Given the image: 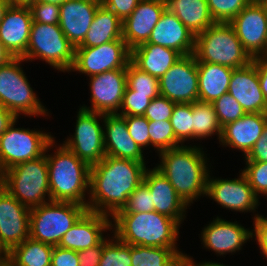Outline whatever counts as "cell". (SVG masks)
Here are the masks:
<instances>
[{"label": "cell", "mask_w": 267, "mask_h": 266, "mask_svg": "<svg viewBox=\"0 0 267 266\" xmlns=\"http://www.w3.org/2000/svg\"><path fill=\"white\" fill-rule=\"evenodd\" d=\"M0 266H15L10 260L5 258L1 263Z\"/></svg>", "instance_id": "59"}, {"label": "cell", "mask_w": 267, "mask_h": 266, "mask_svg": "<svg viewBox=\"0 0 267 266\" xmlns=\"http://www.w3.org/2000/svg\"><path fill=\"white\" fill-rule=\"evenodd\" d=\"M233 70L215 63L197 62L198 101L213 103L228 92Z\"/></svg>", "instance_id": "29"}, {"label": "cell", "mask_w": 267, "mask_h": 266, "mask_svg": "<svg viewBox=\"0 0 267 266\" xmlns=\"http://www.w3.org/2000/svg\"><path fill=\"white\" fill-rule=\"evenodd\" d=\"M253 229L251 241L255 240L258 244L261 256L267 261V218L264 215L259 214L255 219H253Z\"/></svg>", "instance_id": "47"}, {"label": "cell", "mask_w": 267, "mask_h": 266, "mask_svg": "<svg viewBox=\"0 0 267 266\" xmlns=\"http://www.w3.org/2000/svg\"><path fill=\"white\" fill-rule=\"evenodd\" d=\"M148 94H134V90L126 86L122 104L118 115L121 116H141L151 102Z\"/></svg>", "instance_id": "43"}, {"label": "cell", "mask_w": 267, "mask_h": 266, "mask_svg": "<svg viewBox=\"0 0 267 266\" xmlns=\"http://www.w3.org/2000/svg\"><path fill=\"white\" fill-rule=\"evenodd\" d=\"M22 58L30 63L45 61L55 71L70 73L75 60V47L59 24L33 22L26 54Z\"/></svg>", "instance_id": "8"}, {"label": "cell", "mask_w": 267, "mask_h": 266, "mask_svg": "<svg viewBox=\"0 0 267 266\" xmlns=\"http://www.w3.org/2000/svg\"><path fill=\"white\" fill-rule=\"evenodd\" d=\"M228 92L246 113H267V101L261 91L258 71L253 62L233 70Z\"/></svg>", "instance_id": "26"}, {"label": "cell", "mask_w": 267, "mask_h": 266, "mask_svg": "<svg viewBox=\"0 0 267 266\" xmlns=\"http://www.w3.org/2000/svg\"><path fill=\"white\" fill-rule=\"evenodd\" d=\"M259 2L265 7V10L267 12V0H259Z\"/></svg>", "instance_id": "62"}, {"label": "cell", "mask_w": 267, "mask_h": 266, "mask_svg": "<svg viewBox=\"0 0 267 266\" xmlns=\"http://www.w3.org/2000/svg\"><path fill=\"white\" fill-rule=\"evenodd\" d=\"M30 209L0 190V247L6 254L29 238Z\"/></svg>", "instance_id": "18"}, {"label": "cell", "mask_w": 267, "mask_h": 266, "mask_svg": "<svg viewBox=\"0 0 267 266\" xmlns=\"http://www.w3.org/2000/svg\"><path fill=\"white\" fill-rule=\"evenodd\" d=\"M267 124V113H246L222 127L221 147H229L246 156L261 137Z\"/></svg>", "instance_id": "21"}, {"label": "cell", "mask_w": 267, "mask_h": 266, "mask_svg": "<svg viewBox=\"0 0 267 266\" xmlns=\"http://www.w3.org/2000/svg\"><path fill=\"white\" fill-rule=\"evenodd\" d=\"M131 138L144 151L150 148L149 121L143 116H123ZM148 147V148H147ZM146 148V149H145Z\"/></svg>", "instance_id": "44"}, {"label": "cell", "mask_w": 267, "mask_h": 266, "mask_svg": "<svg viewBox=\"0 0 267 266\" xmlns=\"http://www.w3.org/2000/svg\"><path fill=\"white\" fill-rule=\"evenodd\" d=\"M198 71L194 54L182 56L159 78L160 95L175 103L198 101Z\"/></svg>", "instance_id": "15"}, {"label": "cell", "mask_w": 267, "mask_h": 266, "mask_svg": "<svg viewBox=\"0 0 267 266\" xmlns=\"http://www.w3.org/2000/svg\"><path fill=\"white\" fill-rule=\"evenodd\" d=\"M3 188L29 209L51 201L46 150L42 156L4 171Z\"/></svg>", "instance_id": "7"}, {"label": "cell", "mask_w": 267, "mask_h": 266, "mask_svg": "<svg viewBox=\"0 0 267 266\" xmlns=\"http://www.w3.org/2000/svg\"><path fill=\"white\" fill-rule=\"evenodd\" d=\"M166 9L196 36L215 23L207 0H165Z\"/></svg>", "instance_id": "31"}, {"label": "cell", "mask_w": 267, "mask_h": 266, "mask_svg": "<svg viewBox=\"0 0 267 266\" xmlns=\"http://www.w3.org/2000/svg\"><path fill=\"white\" fill-rule=\"evenodd\" d=\"M241 169L247 177L254 194L260 199L267 196V162H245Z\"/></svg>", "instance_id": "41"}, {"label": "cell", "mask_w": 267, "mask_h": 266, "mask_svg": "<svg viewBox=\"0 0 267 266\" xmlns=\"http://www.w3.org/2000/svg\"><path fill=\"white\" fill-rule=\"evenodd\" d=\"M180 248L130 245L131 266H183Z\"/></svg>", "instance_id": "32"}, {"label": "cell", "mask_w": 267, "mask_h": 266, "mask_svg": "<svg viewBox=\"0 0 267 266\" xmlns=\"http://www.w3.org/2000/svg\"><path fill=\"white\" fill-rule=\"evenodd\" d=\"M55 138L46 147L51 201L73 202L87 207L90 166L62 143L57 144Z\"/></svg>", "instance_id": "3"}, {"label": "cell", "mask_w": 267, "mask_h": 266, "mask_svg": "<svg viewBox=\"0 0 267 266\" xmlns=\"http://www.w3.org/2000/svg\"><path fill=\"white\" fill-rule=\"evenodd\" d=\"M3 188V173L0 171V190Z\"/></svg>", "instance_id": "61"}, {"label": "cell", "mask_w": 267, "mask_h": 266, "mask_svg": "<svg viewBox=\"0 0 267 266\" xmlns=\"http://www.w3.org/2000/svg\"><path fill=\"white\" fill-rule=\"evenodd\" d=\"M100 3L101 0H65L59 5V26L74 47L85 39Z\"/></svg>", "instance_id": "22"}, {"label": "cell", "mask_w": 267, "mask_h": 266, "mask_svg": "<svg viewBox=\"0 0 267 266\" xmlns=\"http://www.w3.org/2000/svg\"><path fill=\"white\" fill-rule=\"evenodd\" d=\"M52 266H79L78 252L70 249H64L58 246H53Z\"/></svg>", "instance_id": "48"}, {"label": "cell", "mask_w": 267, "mask_h": 266, "mask_svg": "<svg viewBox=\"0 0 267 266\" xmlns=\"http://www.w3.org/2000/svg\"><path fill=\"white\" fill-rule=\"evenodd\" d=\"M53 246L30 237L14 246L6 258L15 266H50Z\"/></svg>", "instance_id": "33"}, {"label": "cell", "mask_w": 267, "mask_h": 266, "mask_svg": "<svg viewBox=\"0 0 267 266\" xmlns=\"http://www.w3.org/2000/svg\"><path fill=\"white\" fill-rule=\"evenodd\" d=\"M141 0H101V3L114 11L123 22L136 8Z\"/></svg>", "instance_id": "49"}, {"label": "cell", "mask_w": 267, "mask_h": 266, "mask_svg": "<svg viewBox=\"0 0 267 266\" xmlns=\"http://www.w3.org/2000/svg\"><path fill=\"white\" fill-rule=\"evenodd\" d=\"M74 128L62 144L90 167L101 162L106 156L103 114L79 108Z\"/></svg>", "instance_id": "11"}, {"label": "cell", "mask_w": 267, "mask_h": 266, "mask_svg": "<svg viewBox=\"0 0 267 266\" xmlns=\"http://www.w3.org/2000/svg\"><path fill=\"white\" fill-rule=\"evenodd\" d=\"M252 0H207L208 9L215 22L229 23Z\"/></svg>", "instance_id": "39"}, {"label": "cell", "mask_w": 267, "mask_h": 266, "mask_svg": "<svg viewBox=\"0 0 267 266\" xmlns=\"http://www.w3.org/2000/svg\"><path fill=\"white\" fill-rule=\"evenodd\" d=\"M243 158L244 162H267V124L261 137Z\"/></svg>", "instance_id": "50"}, {"label": "cell", "mask_w": 267, "mask_h": 266, "mask_svg": "<svg viewBox=\"0 0 267 266\" xmlns=\"http://www.w3.org/2000/svg\"><path fill=\"white\" fill-rule=\"evenodd\" d=\"M106 233L99 266H131L130 245L121 242L113 231ZM111 235V237H110Z\"/></svg>", "instance_id": "35"}, {"label": "cell", "mask_w": 267, "mask_h": 266, "mask_svg": "<svg viewBox=\"0 0 267 266\" xmlns=\"http://www.w3.org/2000/svg\"><path fill=\"white\" fill-rule=\"evenodd\" d=\"M154 211L151 193L148 186L142 182L128 197L127 204L117 213H147Z\"/></svg>", "instance_id": "42"}, {"label": "cell", "mask_w": 267, "mask_h": 266, "mask_svg": "<svg viewBox=\"0 0 267 266\" xmlns=\"http://www.w3.org/2000/svg\"><path fill=\"white\" fill-rule=\"evenodd\" d=\"M33 22L59 24L60 8L58 4L34 2L29 6Z\"/></svg>", "instance_id": "46"}, {"label": "cell", "mask_w": 267, "mask_h": 266, "mask_svg": "<svg viewBox=\"0 0 267 266\" xmlns=\"http://www.w3.org/2000/svg\"><path fill=\"white\" fill-rule=\"evenodd\" d=\"M18 117L2 105H0V136Z\"/></svg>", "instance_id": "53"}, {"label": "cell", "mask_w": 267, "mask_h": 266, "mask_svg": "<svg viewBox=\"0 0 267 266\" xmlns=\"http://www.w3.org/2000/svg\"><path fill=\"white\" fill-rule=\"evenodd\" d=\"M65 0H35V2H46V3H54V4H62Z\"/></svg>", "instance_id": "58"}, {"label": "cell", "mask_w": 267, "mask_h": 266, "mask_svg": "<svg viewBox=\"0 0 267 266\" xmlns=\"http://www.w3.org/2000/svg\"><path fill=\"white\" fill-rule=\"evenodd\" d=\"M23 58H14L0 67V105L13 112L17 117L51 116L31 86L22 64Z\"/></svg>", "instance_id": "6"}, {"label": "cell", "mask_w": 267, "mask_h": 266, "mask_svg": "<svg viewBox=\"0 0 267 266\" xmlns=\"http://www.w3.org/2000/svg\"><path fill=\"white\" fill-rule=\"evenodd\" d=\"M203 147L200 144L182 145L162 151L157 154L159 163L154 165L188 207L206 197L207 179L213 166Z\"/></svg>", "instance_id": "2"}, {"label": "cell", "mask_w": 267, "mask_h": 266, "mask_svg": "<svg viewBox=\"0 0 267 266\" xmlns=\"http://www.w3.org/2000/svg\"><path fill=\"white\" fill-rule=\"evenodd\" d=\"M104 148L108 156L145 161V152L131 138L125 118L118 114H103Z\"/></svg>", "instance_id": "24"}, {"label": "cell", "mask_w": 267, "mask_h": 266, "mask_svg": "<svg viewBox=\"0 0 267 266\" xmlns=\"http://www.w3.org/2000/svg\"><path fill=\"white\" fill-rule=\"evenodd\" d=\"M147 163L106 155L91 166L87 210L113 217L143 182Z\"/></svg>", "instance_id": "1"}, {"label": "cell", "mask_w": 267, "mask_h": 266, "mask_svg": "<svg viewBox=\"0 0 267 266\" xmlns=\"http://www.w3.org/2000/svg\"><path fill=\"white\" fill-rule=\"evenodd\" d=\"M175 137L185 145L193 142V108L192 103H175L170 117Z\"/></svg>", "instance_id": "36"}, {"label": "cell", "mask_w": 267, "mask_h": 266, "mask_svg": "<svg viewBox=\"0 0 267 266\" xmlns=\"http://www.w3.org/2000/svg\"><path fill=\"white\" fill-rule=\"evenodd\" d=\"M11 6H30L35 0H8Z\"/></svg>", "instance_id": "56"}, {"label": "cell", "mask_w": 267, "mask_h": 266, "mask_svg": "<svg viewBox=\"0 0 267 266\" xmlns=\"http://www.w3.org/2000/svg\"><path fill=\"white\" fill-rule=\"evenodd\" d=\"M150 147L157 154L183 144L175 137L170 120L149 121Z\"/></svg>", "instance_id": "38"}, {"label": "cell", "mask_w": 267, "mask_h": 266, "mask_svg": "<svg viewBox=\"0 0 267 266\" xmlns=\"http://www.w3.org/2000/svg\"><path fill=\"white\" fill-rule=\"evenodd\" d=\"M193 108V143L194 140L199 141L212 138L217 135L218 142L222 134V127L220 126L217 115L215 113L212 103H205L196 101L192 103ZM199 139V140H198Z\"/></svg>", "instance_id": "34"}, {"label": "cell", "mask_w": 267, "mask_h": 266, "mask_svg": "<svg viewBox=\"0 0 267 266\" xmlns=\"http://www.w3.org/2000/svg\"><path fill=\"white\" fill-rule=\"evenodd\" d=\"M123 22L113 10L100 3L83 42L77 47H94L122 38Z\"/></svg>", "instance_id": "30"}, {"label": "cell", "mask_w": 267, "mask_h": 266, "mask_svg": "<svg viewBox=\"0 0 267 266\" xmlns=\"http://www.w3.org/2000/svg\"><path fill=\"white\" fill-rule=\"evenodd\" d=\"M131 60V50L123 39L94 47H75V60L70 72L87 77L115 69H124Z\"/></svg>", "instance_id": "13"}, {"label": "cell", "mask_w": 267, "mask_h": 266, "mask_svg": "<svg viewBox=\"0 0 267 266\" xmlns=\"http://www.w3.org/2000/svg\"><path fill=\"white\" fill-rule=\"evenodd\" d=\"M213 170H210L207 179L206 197L215 201L223 209L232 212L253 213L252 219H255L259 212L258 206L260 199L254 194L247 177L239 170L237 178H219L211 176ZM257 209V210H256ZM257 211V213H256ZM255 213V214H254Z\"/></svg>", "instance_id": "12"}, {"label": "cell", "mask_w": 267, "mask_h": 266, "mask_svg": "<svg viewBox=\"0 0 267 266\" xmlns=\"http://www.w3.org/2000/svg\"><path fill=\"white\" fill-rule=\"evenodd\" d=\"M183 266H230V265H226V264H221V262H212V260L211 261H200V262H198L197 263V261H195L194 259H193V257L192 256H190V254L188 255V254H186L185 255V257H184V259H183Z\"/></svg>", "instance_id": "54"}, {"label": "cell", "mask_w": 267, "mask_h": 266, "mask_svg": "<svg viewBox=\"0 0 267 266\" xmlns=\"http://www.w3.org/2000/svg\"><path fill=\"white\" fill-rule=\"evenodd\" d=\"M6 258V252L0 247V263Z\"/></svg>", "instance_id": "60"}, {"label": "cell", "mask_w": 267, "mask_h": 266, "mask_svg": "<svg viewBox=\"0 0 267 266\" xmlns=\"http://www.w3.org/2000/svg\"><path fill=\"white\" fill-rule=\"evenodd\" d=\"M103 247L104 239L98 245L79 251V266H99Z\"/></svg>", "instance_id": "51"}, {"label": "cell", "mask_w": 267, "mask_h": 266, "mask_svg": "<svg viewBox=\"0 0 267 266\" xmlns=\"http://www.w3.org/2000/svg\"><path fill=\"white\" fill-rule=\"evenodd\" d=\"M229 23L252 58L267 55V12L259 0H252Z\"/></svg>", "instance_id": "16"}, {"label": "cell", "mask_w": 267, "mask_h": 266, "mask_svg": "<svg viewBox=\"0 0 267 266\" xmlns=\"http://www.w3.org/2000/svg\"><path fill=\"white\" fill-rule=\"evenodd\" d=\"M252 62L256 65L260 88L267 101V55L255 57Z\"/></svg>", "instance_id": "52"}, {"label": "cell", "mask_w": 267, "mask_h": 266, "mask_svg": "<svg viewBox=\"0 0 267 266\" xmlns=\"http://www.w3.org/2000/svg\"><path fill=\"white\" fill-rule=\"evenodd\" d=\"M174 106L175 102H172L165 96L159 95L151 100L143 116L148 121L170 120Z\"/></svg>", "instance_id": "45"}, {"label": "cell", "mask_w": 267, "mask_h": 266, "mask_svg": "<svg viewBox=\"0 0 267 266\" xmlns=\"http://www.w3.org/2000/svg\"><path fill=\"white\" fill-rule=\"evenodd\" d=\"M33 23L28 6H9L0 21V40L14 58L26 54Z\"/></svg>", "instance_id": "23"}, {"label": "cell", "mask_w": 267, "mask_h": 266, "mask_svg": "<svg viewBox=\"0 0 267 266\" xmlns=\"http://www.w3.org/2000/svg\"><path fill=\"white\" fill-rule=\"evenodd\" d=\"M182 55L174 49L145 42L131 50V62L140 70L160 78Z\"/></svg>", "instance_id": "28"}, {"label": "cell", "mask_w": 267, "mask_h": 266, "mask_svg": "<svg viewBox=\"0 0 267 266\" xmlns=\"http://www.w3.org/2000/svg\"><path fill=\"white\" fill-rule=\"evenodd\" d=\"M212 105L221 127L236 121L246 114L243 107L229 92H226L220 98L215 100Z\"/></svg>", "instance_id": "40"}, {"label": "cell", "mask_w": 267, "mask_h": 266, "mask_svg": "<svg viewBox=\"0 0 267 266\" xmlns=\"http://www.w3.org/2000/svg\"><path fill=\"white\" fill-rule=\"evenodd\" d=\"M143 182L150 190L154 210L174 219L181 226L190 208L178 196L168 179L153 167L146 170Z\"/></svg>", "instance_id": "25"}, {"label": "cell", "mask_w": 267, "mask_h": 266, "mask_svg": "<svg viewBox=\"0 0 267 266\" xmlns=\"http://www.w3.org/2000/svg\"><path fill=\"white\" fill-rule=\"evenodd\" d=\"M10 3L8 0H0V21L3 19L5 12L9 8Z\"/></svg>", "instance_id": "57"}, {"label": "cell", "mask_w": 267, "mask_h": 266, "mask_svg": "<svg viewBox=\"0 0 267 266\" xmlns=\"http://www.w3.org/2000/svg\"><path fill=\"white\" fill-rule=\"evenodd\" d=\"M127 86L134 90V94H148L154 99L160 95L159 78L137 68L131 61L126 67Z\"/></svg>", "instance_id": "37"}, {"label": "cell", "mask_w": 267, "mask_h": 266, "mask_svg": "<svg viewBox=\"0 0 267 266\" xmlns=\"http://www.w3.org/2000/svg\"><path fill=\"white\" fill-rule=\"evenodd\" d=\"M200 231V241L205 249L213 251L216 256L236 254L250 242L252 229L244 227L240 221H231L217 216Z\"/></svg>", "instance_id": "17"}, {"label": "cell", "mask_w": 267, "mask_h": 266, "mask_svg": "<svg viewBox=\"0 0 267 266\" xmlns=\"http://www.w3.org/2000/svg\"><path fill=\"white\" fill-rule=\"evenodd\" d=\"M87 211L73 202L49 201L30 209L29 237L35 241L58 246L64 234Z\"/></svg>", "instance_id": "9"}, {"label": "cell", "mask_w": 267, "mask_h": 266, "mask_svg": "<svg viewBox=\"0 0 267 266\" xmlns=\"http://www.w3.org/2000/svg\"><path fill=\"white\" fill-rule=\"evenodd\" d=\"M148 43L174 49L185 56L194 53L195 35L166 9L152 30Z\"/></svg>", "instance_id": "27"}, {"label": "cell", "mask_w": 267, "mask_h": 266, "mask_svg": "<svg viewBox=\"0 0 267 266\" xmlns=\"http://www.w3.org/2000/svg\"><path fill=\"white\" fill-rule=\"evenodd\" d=\"M88 79L91 106L83 104L79 108L101 114H118L127 86L126 68L92 75Z\"/></svg>", "instance_id": "14"}, {"label": "cell", "mask_w": 267, "mask_h": 266, "mask_svg": "<svg viewBox=\"0 0 267 266\" xmlns=\"http://www.w3.org/2000/svg\"><path fill=\"white\" fill-rule=\"evenodd\" d=\"M19 117L0 136V171L22 162L36 159L45 153L54 138L51 132L40 129L16 127Z\"/></svg>", "instance_id": "10"}, {"label": "cell", "mask_w": 267, "mask_h": 266, "mask_svg": "<svg viewBox=\"0 0 267 266\" xmlns=\"http://www.w3.org/2000/svg\"><path fill=\"white\" fill-rule=\"evenodd\" d=\"M14 57L5 48L3 42L0 40V67L8 64Z\"/></svg>", "instance_id": "55"}, {"label": "cell", "mask_w": 267, "mask_h": 266, "mask_svg": "<svg viewBox=\"0 0 267 266\" xmlns=\"http://www.w3.org/2000/svg\"><path fill=\"white\" fill-rule=\"evenodd\" d=\"M111 230L112 217L87 210L64 234L58 247L79 252L98 245Z\"/></svg>", "instance_id": "19"}, {"label": "cell", "mask_w": 267, "mask_h": 266, "mask_svg": "<svg viewBox=\"0 0 267 266\" xmlns=\"http://www.w3.org/2000/svg\"><path fill=\"white\" fill-rule=\"evenodd\" d=\"M180 227L174 219L155 210L116 213L112 217L113 234L129 245L179 248Z\"/></svg>", "instance_id": "4"}, {"label": "cell", "mask_w": 267, "mask_h": 266, "mask_svg": "<svg viewBox=\"0 0 267 266\" xmlns=\"http://www.w3.org/2000/svg\"><path fill=\"white\" fill-rule=\"evenodd\" d=\"M196 62L215 63L238 69L249 65L253 58L244 49L230 23L215 22L195 36Z\"/></svg>", "instance_id": "5"}, {"label": "cell", "mask_w": 267, "mask_h": 266, "mask_svg": "<svg viewBox=\"0 0 267 266\" xmlns=\"http://www.w3.org/2000/svg\"><path fill=\"white\" fill-rule=\"evenodd\" d=\"M166 10L165 0H141L123 21L122 38L133 48L148 42L151 32Z\"/></svg>", "instance_id": "20"}]
</instances>
